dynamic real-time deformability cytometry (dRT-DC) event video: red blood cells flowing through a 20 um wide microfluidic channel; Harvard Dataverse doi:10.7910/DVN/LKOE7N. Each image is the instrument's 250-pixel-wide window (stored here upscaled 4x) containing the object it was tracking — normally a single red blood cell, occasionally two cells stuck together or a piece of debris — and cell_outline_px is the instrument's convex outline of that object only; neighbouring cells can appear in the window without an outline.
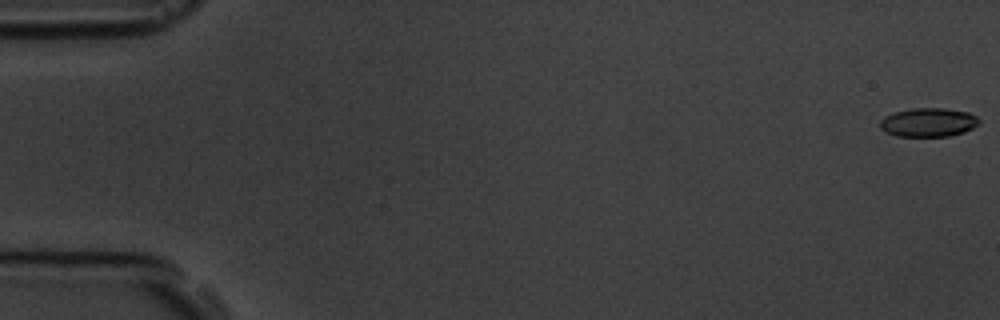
{"species": "common noctule bat (a hibernating species)", "species_latin": "Nyctalus noctula", "temperature_condition": "room temperature", "stored_images_in_passage": 57, "camera_frame_rate_fps": 3000, "um_per_image_px": 0.085, "animal": {"sex": "male", "body_mass_g": 19.5, "forearm_length_mm": 54.6}, "frame": {"image": 1, "passage_image": 1, "time_ms": 0.0, "image_size_px": [1000, 320], "cell_outline_px": [[980, 124], [964, 132], [948, 136], [896, 136], [884, 132], [880, 128], [880, 120], [884, 116], [896, 112], [912, 108], [944, 108], [968, 112], [976, 116], [980, 120]], "centroid_in_image_um": [78.91, 10.4], "position_along_channel_um": 6.1, "area_um2": 16.7}}
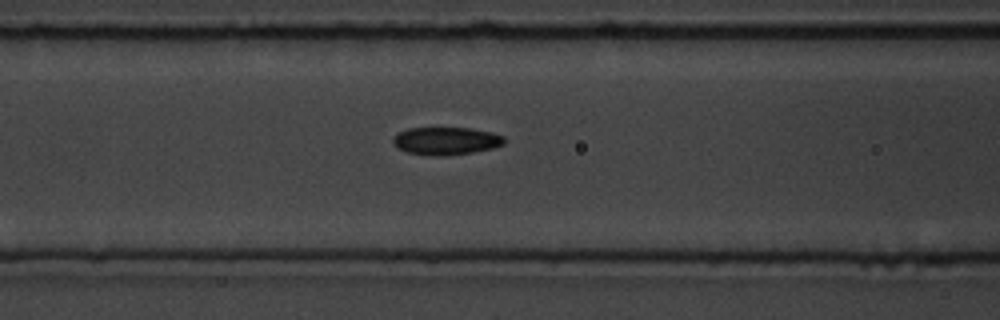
{"frame": {"image": 2, "passage_image": 24, "time_ms": 7.667, "image_size_px": [1000, 320], "cell_outline_px": [[504, 144], [492, 148], [472, 152], [444, 156], [440, 156], [408, 152], [400, 148], [392, 140], [396, 132], [408, 128], [468, 128], [492, 132], [504, 136]], "centroid_in_image_um": [37.92, 11.96], "position_along_channel_um": 128.7, "area_um2": 17.74}}
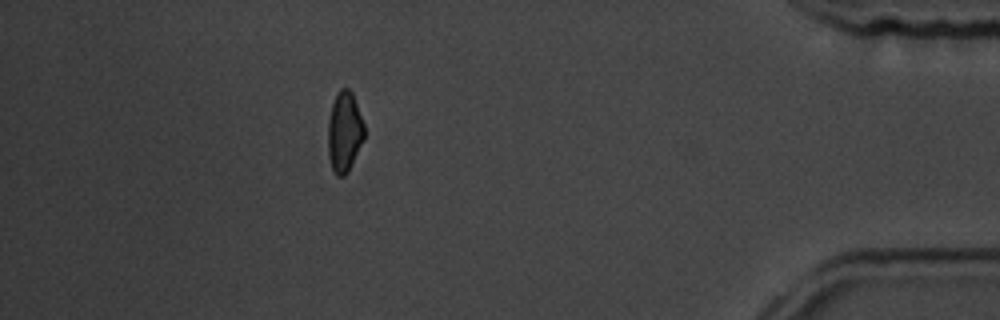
{"frame": {"image": 3, "passage_image": 51, "time_ms": 16.667, "image_size_px": [1000, 320], "cell_outline_px": [[364, 140], [348, 172], [344, 176], [336, 176], [332, 168], [328, 156], [328, 120], [332, 104], [336, 92], [340, 88], [348, 88], [352, 92], [364, 124]], "centroid_in_image_um": [29.27, 11.21], "position_along_channel_um": 405.9, "area_um2": 17.17}, "authors_computed_cell_mechanics": {"area_um2": 17.4556, "velocity_mm_per_s": 3.6302, "shape_relaxation_time_tau1_ms": 2.7578, "shape_relaxation_time_tau2_ms": 3.8764, "deformation_change_tau1": 0.1073, "deformation_change_tau2": 0.0886}}